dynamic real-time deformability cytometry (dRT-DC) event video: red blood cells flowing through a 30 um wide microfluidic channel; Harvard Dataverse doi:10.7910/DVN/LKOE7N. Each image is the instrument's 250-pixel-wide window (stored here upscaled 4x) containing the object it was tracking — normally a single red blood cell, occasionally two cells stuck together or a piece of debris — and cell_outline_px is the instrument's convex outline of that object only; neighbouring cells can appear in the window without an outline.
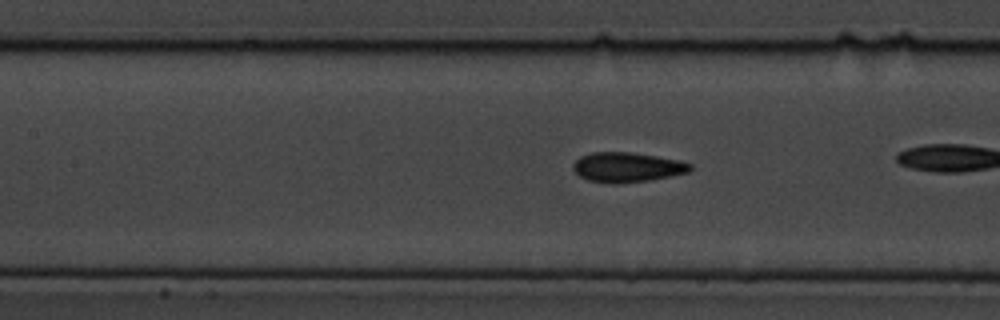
{"species": "common noctule bat (a hibernating species)", "species_latin": "Nyctalus noctula", "temperature_condition": "cold", "stored_images_in_passage": 47, "camera_frame_rate_fps": 3000, "um_per_image_px": 0.085, "animal": {"sex": "male", "body_mass_g": 19.5, "forearm_length_mm": 54.6}, "frame": {"image": 1, "passage_image": 27, "time_ms": 8.667, "image_size_px": [1000, 320], "cell_outline_px": [[692, 168], [688, 172], [648, 180], [616, 184], [612, 184], [588, 180], [580, 176], [572, 168], [572, 164], [580, 156], [592, 152], [632, 152], [680, 160], [692, 164]], "centroid_in_image_um": [53.28, 14.21], "position_along_channel_um": 154.1, "area_um2": 20.29}}